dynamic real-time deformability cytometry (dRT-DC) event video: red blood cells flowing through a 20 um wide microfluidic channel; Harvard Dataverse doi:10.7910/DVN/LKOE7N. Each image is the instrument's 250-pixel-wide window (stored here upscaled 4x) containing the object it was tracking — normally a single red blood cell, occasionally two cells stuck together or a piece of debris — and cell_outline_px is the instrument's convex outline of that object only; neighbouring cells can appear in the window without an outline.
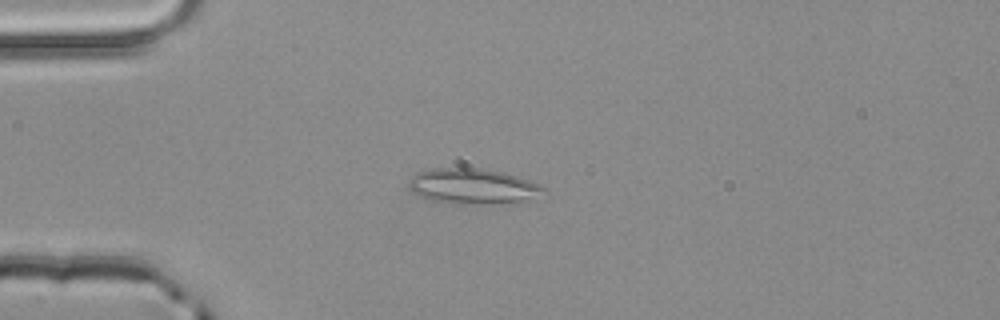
{"species": "common noctule bat (a hibernating species)", "species_latin": "Nyctalus noctula", "temperature_condition": "room temperature", "stored_images_in_passage": 1, "camera_frame_rate_fps": 3000, "um_per_image_px": 0.085, "animal": {"sex": "male", "body_mass_g": 20.4}, "frame": {"image": 1, "passage_image": 1, "time_ms": 0.0, "image_size_px": [1000, 320], "cell_outline_px": [[548, 192], [520, 200], [492, 204], [452, 204], [432, 200], [408, 188], [408, 180], [416, 172], [436, 168], [480, 168], [504, 172], [540, 184], [548, 188]], "centroid_in_image_um": [40.19, 15.82], "position_along_channel_um": 44.8, "area_um2": 27.63}}